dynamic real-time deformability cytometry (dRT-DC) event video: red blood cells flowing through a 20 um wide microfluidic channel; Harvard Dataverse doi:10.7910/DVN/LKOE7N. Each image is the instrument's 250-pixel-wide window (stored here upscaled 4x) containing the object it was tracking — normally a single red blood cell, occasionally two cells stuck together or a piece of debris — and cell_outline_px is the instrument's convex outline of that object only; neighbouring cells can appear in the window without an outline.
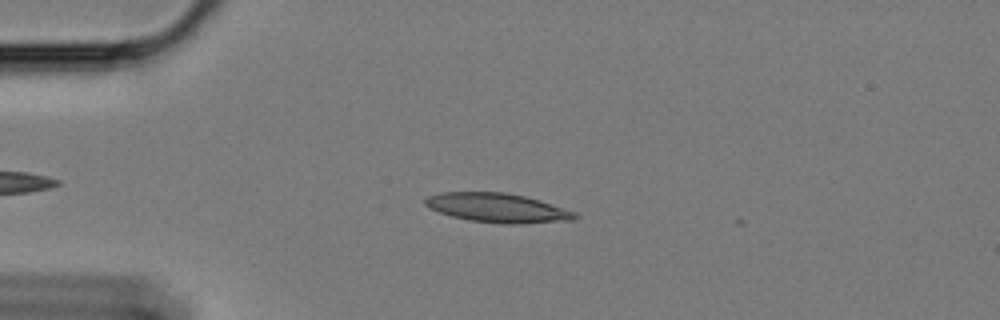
{"species": "Egyptian fruit bat (a non-hibernating species)", "species_latin": "Rousettus aegyptiacus", "temperature_condition": "cold", "stored_images_in_passage": 48, "camera_frame_rate_fps": 3000, "um_per_image_px": 0.085, "animal": {"sex": "female"}, "frame": {"image": 1, "passage_image": 11, "time_ms": 3.333, "image_size_px": [1000, 320], "cell_outline_px": [[580, 216], [576, 220], [520, 224], [504, 224], [468, 220], [452, 216], [440, 212], [424, 204], [424, 200], [428, 196], [440, 192], [504, 192], [524, 196], [540, 200], [576, 212]], "centroid_in_image_um": [42.34, 17.67], "position_along_channel_um": 42.7, "area_um2": 25.55}}
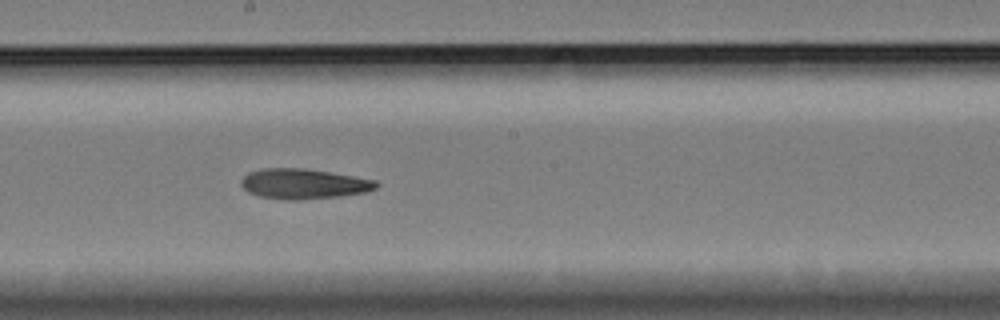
{"frame": {"image": 2, "passage_image": 29, "time_ms": 9.333, "image_size_px": [1000, 320], "cell_outline_px": [[380, 184], [376, 188], [368, 192], [340, 196], [300, 200], [284, 200], [260, 196], [248, 192], [240, 184], [240, 180], [248, 172], [264, 168], [304, 168], [376, 180]], "centroid_in_image_um": [25.8, 15.63], "position_along_channel_um": 222.4, "area_um2": 23.81}}
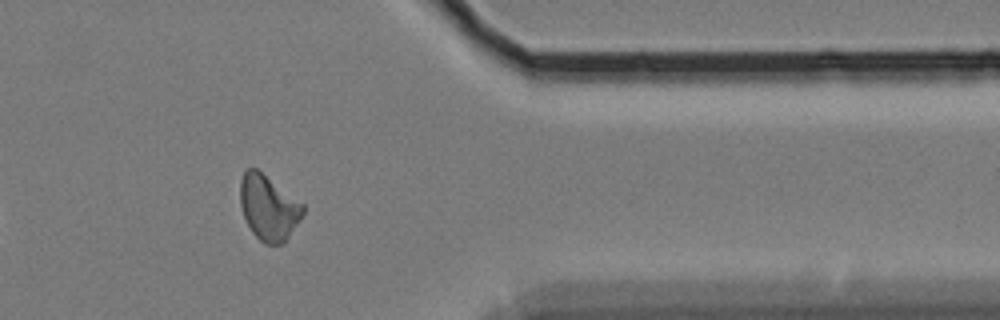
{"frame": {"image": 3, "passage_image": 45, "time_ms": 14.667, "image_size_px": [1000, 320], "cell_outline_px": [[304, 212], [300, 220], [288, 236], [280, 244], [264, 244], [252, 232], [244, 216], [240, 204], [240, 180], [244, 172], [248, 168], [256, 168], [304, 204]], "centroid_in_image_um": [22.82, 17.63], "position_along_channel_um": 388.6, "area_um2": 23.52}}